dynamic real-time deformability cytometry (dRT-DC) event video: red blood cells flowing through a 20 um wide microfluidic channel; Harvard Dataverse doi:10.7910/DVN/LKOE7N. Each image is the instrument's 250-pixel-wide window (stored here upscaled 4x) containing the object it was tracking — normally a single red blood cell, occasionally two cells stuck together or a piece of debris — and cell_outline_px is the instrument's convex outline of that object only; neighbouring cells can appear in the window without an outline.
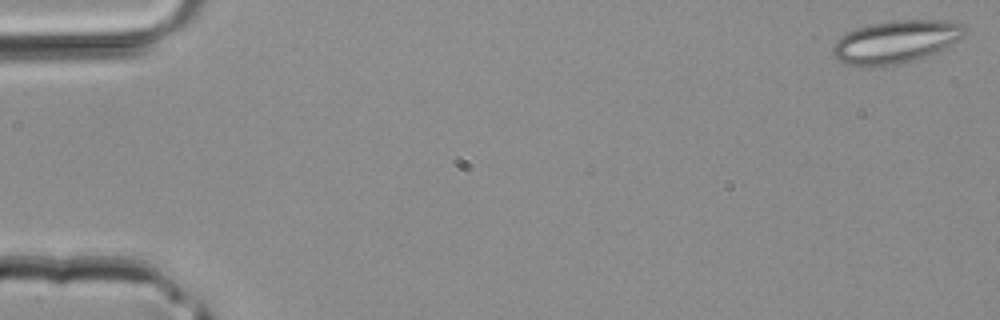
{"species": "common noctule bat (a hibernating species)", "species_latin": "Nyctalus noctula", "temperature_condition": "room temperature", "stored_images_in_passage": 8, "camera_frame_rate_fps": 3000, "um_per_image_px": 0.085, "animal": {"sex": "male", "body_mass_g": 20.4}, "frame": {"image": 1, "passage_image": 1, "time_ms": 0.0, "image_size_px": [1000, 320], "cell_outline_px": [[964, 36], [948, 48], [940, 52], [916, 60], [900, 64], [864, 68], [844, 64], [836, 60], [832, 52], [832, 44], [840, 36], [856, 28], [872, 24], [892, 20], [948, 20], [960, 24], [964, 28]], "centroid_in_image_um": [76.12, 3.58], "position_along_channel_um": 8.9, "area_um2": 33.58}}